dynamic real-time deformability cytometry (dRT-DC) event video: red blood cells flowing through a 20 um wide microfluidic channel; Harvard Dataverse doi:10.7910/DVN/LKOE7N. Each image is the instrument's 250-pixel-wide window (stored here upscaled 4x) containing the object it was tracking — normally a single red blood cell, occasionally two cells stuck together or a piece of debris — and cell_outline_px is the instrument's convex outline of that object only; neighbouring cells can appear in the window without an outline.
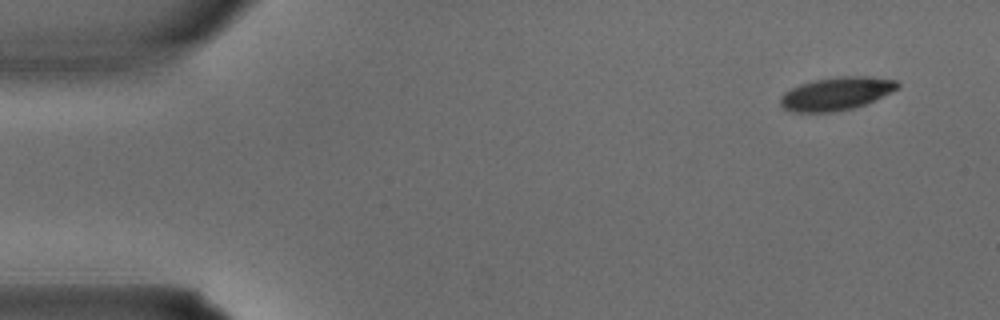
{"species": "common noctule bat (a hibernating species)", "species_latin": "Nyctalus noctula", "temperature_condition": "warm", "stored_images_in_passage": 3, "camera_frame_rate_fps": 3000, "um_per_image_px": 0.085, "animal": {"sex": "male", "body_mass_g": 15.6}, "frame": {"image": 1, "passage_image": 1, "time_ms": 0.0, "image_size_px": [1000, 320], "cell_outline_px": [[900, 88], [876, 100], [852, 108], [832, 112], [792, 112], [784, 108], [780, 104], [780, 96], [784, 92], [800, 84], [816, 80], [840, 76], [872, 76], [896, 80], [900, 84]], "centroid_in_image_um": [71.12, 7.95], "position_along_channel_um": 13.9, "area_um2": 22.66}}
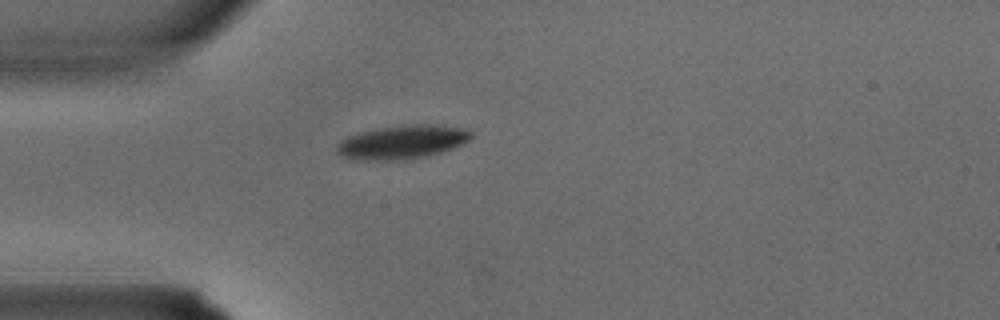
{"frame": {"image": 2, "passage_image": 3, "time_ms": 0.667, "image_size_px": [1000, 320], "cell_outline_px": [[472, 136], [468, 140], [452, 148], [428, 156], [404, 160], [360, 160], [340, 156], [336, 152], [336, 144], [348, 136], [360, 132], [380, 128], [404, 124], [428, 124], [464, 128], [472, 132]], "centroid_in_image_um": [34.15, 12.08], "position_along_channel_um": 50.8, "area_um2": 26.36}}